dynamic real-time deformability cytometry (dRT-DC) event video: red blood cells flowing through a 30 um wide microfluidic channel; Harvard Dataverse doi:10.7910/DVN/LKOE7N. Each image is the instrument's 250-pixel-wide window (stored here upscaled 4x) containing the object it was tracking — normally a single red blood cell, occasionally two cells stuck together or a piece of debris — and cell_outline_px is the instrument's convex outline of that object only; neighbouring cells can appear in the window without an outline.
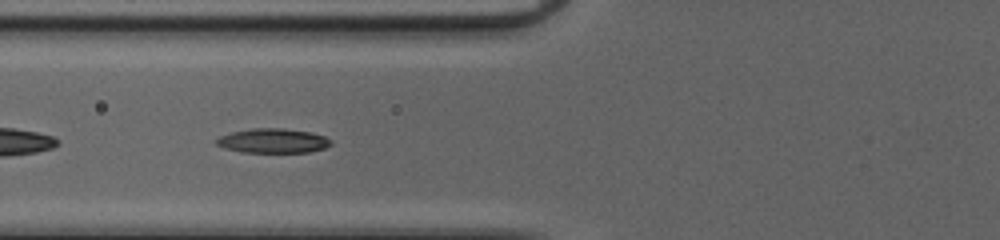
{"species": "common noctule bat (a hibernating species)", "species_latin": "Nyctalus noctula", "temperature_condition": "cold", "stored_images_in_passage": 34, "camera_frame_rate_fps": 3000, "um_per_image_px": 0.085, "animal": {"sex": "female", "body_mass_g": 20.0, "forearm_length_mm": 54.0}, "frame": {"image": 1, "passage_image": 5, "time_ms": 1.333, "image_size_px": [1000, 240], "cell_outline_px": [[332, 144], [324, 148], [308, 152], [240, 152], [224, 148], [216, 144], [216, 140], [220, 136], [232, 132], [252, 128], [284, 128], [312, 132], [324, 136], [332, 140]], "centroid_in_image_um": [23.21, 11.96], "position_along_channel_um": 102.6, "area_um2": 16.36}}
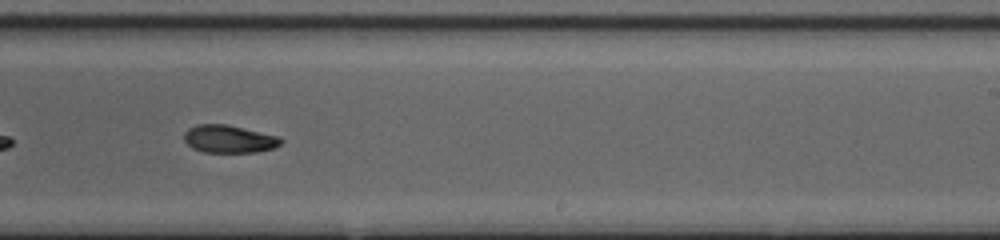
{"frame": {"image": 2, "passage_image": 17, "time_ms": 5.333, "image_size_px": [1000, 240], "cell_outline_px": [[284, 140], [276, 148], [256, 152], [204, 152], [192, 148], [184, 140], [184, 132], [188, 128], [196, 124], [224, 124], [280, 136]], "centroid_in_image_um": [19.48, 11.81], "position_along_channel_um": 269.5, "area_um2": 15.72}}
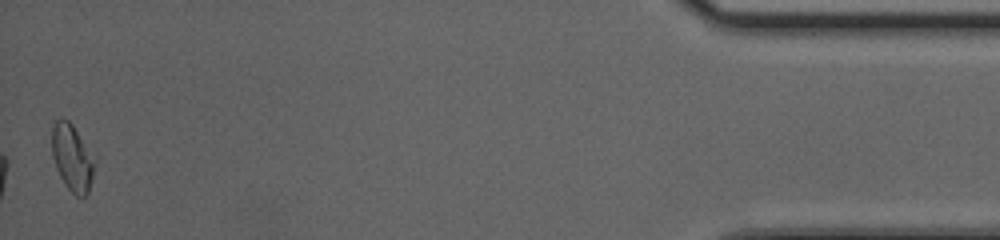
{"frame": {"image": 3, "passage_image": 34, "time_ms": 11.0, "image_size_px": [1000, 240], "cell_outline_px": [[96, 160], [88, 192], [84, 196], [76, 196], [64, 184], [56, 168], [52, 156], [52, 128], [56, 120], [60, 116], [68, 120], [72, 124]], "centroid_in_image_um": [6.12, 13.38], "position_along_channel_um": 429.1, "area_um2": 16.47}, "authors_computed_cell_mechanics": {"area_um2": 15.895, "velocity_mm_per_s": 4.1702, "shape_relaxation_time_tau1_ms": 8.2395, "shape_relaxation_time_tau2_ms": 2.2758, "deformation_change_tau1": 0.2123, "deformation_change_tau2": 0.0623}}